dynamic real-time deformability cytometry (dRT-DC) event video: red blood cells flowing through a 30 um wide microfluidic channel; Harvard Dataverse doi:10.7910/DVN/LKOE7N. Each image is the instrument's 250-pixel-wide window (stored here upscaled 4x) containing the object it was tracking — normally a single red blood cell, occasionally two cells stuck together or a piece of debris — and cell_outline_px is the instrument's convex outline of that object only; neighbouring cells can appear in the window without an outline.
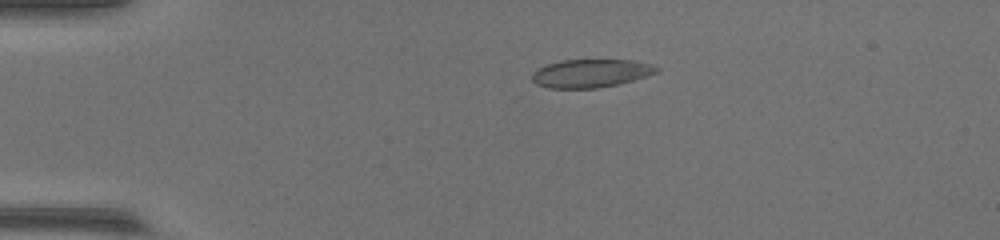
{"species": "common noctule bat (a hibernating species)", "species_latin": "Nyctalus noctula", "temperature_condition": "warm", "stored_images_in_passage": 43, "camera_frame_rate_fps": 3000, "um_per_image_px": 0.085, "animal": {"sex": "female", "body_mass_g": 17.0, "forearm_length_mm": 48.0}, "frame": {"image": 1, "passage_image": 1, "time_ms": 0.0, "image_size_px": [1000, 240], "cell_outline_px": [[660, 72], [648, 76], [620, 84], [596, 88], [548, 88], [536, 84], [532, 80], [532, 72], [536, 68], [560, 60], [632, 60], [652, 64], [660, 68]], "centroid_in_image_um": [50.24, 6.23], "position_along_channel_um": 34.8, "area_um2": 20.75}}
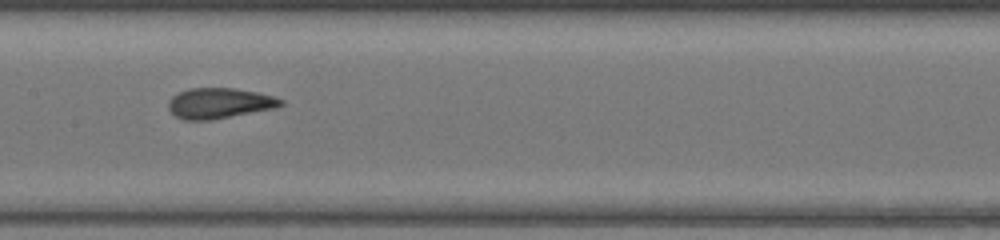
{"frame": {"image": 2, "passage_image": 17, "time_ms": 5.333, "image_size_px": [1000, 240], "cell_outline_px": [[284, 104], [276, 108], [212, 120], [184, 120], [176, 116], [168, 108], [168, 100], [172, 96], [188, 88], [232, 88], [256, 92], [272, 96], [284, 100]], "centroid_in_image_um": [18.64, 8.78], "position_along_channel_um": 188.8, "area_um2": 20.0}}
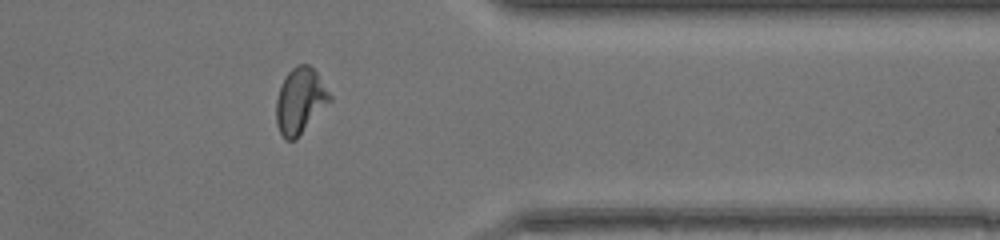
{"frame": {"image": 3, "passage_image": 33, "time_ms": 10.667, "image_size_px": [1000, 240], "cell_outline_px": [[332, 100], [296, 140], [284, 140], [276, 124], [276, 100], [280, 88], [288, 72], [296, 64], [308, 64], [316, 72], [332, 96]], "centroid_in_image_um": [25.51, 8.59], "position_along_channel_um": 385.9, "area_um2": 20.52}}